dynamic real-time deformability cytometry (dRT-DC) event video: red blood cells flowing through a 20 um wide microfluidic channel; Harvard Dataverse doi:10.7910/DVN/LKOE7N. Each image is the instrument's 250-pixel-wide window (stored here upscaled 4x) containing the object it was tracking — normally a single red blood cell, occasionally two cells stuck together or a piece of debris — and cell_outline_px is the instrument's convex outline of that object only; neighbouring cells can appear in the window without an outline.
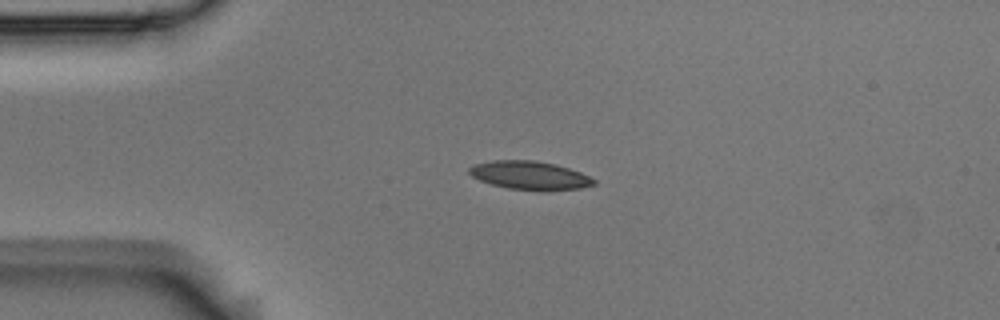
{"species": "Egyptian fruit bat (a non-hibernating species)", "species_latin": "Rousettus aegyptiacus", "temperature_condition": "room temperature", "stored_images_in_passage": 43, "camera_frame_rate_fps": 3000, "um_per_image_px": 0.085, "animal": {"sex": "male"}, "frame": {"image": 1, "passage_image": 1, "time_ms": 0.0, "image_size_px": [1000, 320], "cell_outline_px": [[596, 184], [580, 188], [508, 188], [492, 184], [480, 180], [472, 176], [468, 172], [468, 168], [476, 164], [492, 160], [536, 160], [556, 164], [580, 172], [596, 180]], "centroid_in_image_um": [44.99, 14.85], "position_along_channel_um": 40.0, "area_um2": 19.83}}
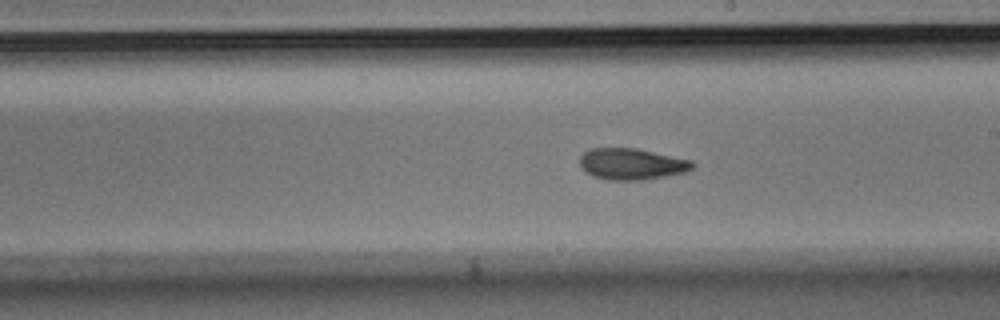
{"frame": {"image": 2, "passage_image": 19, "time_ms": 6.0, "image_size_px": [1000, 320], "cell_outline_px": [[696, 164], [692, 168], [684, 172], [644, 180], [608, 180], [592, 176], [580, 168], [580, 156], [588, 148], [636, 148], [692, 160]], "centroid_in_image_um": [53.66, 13.94], "position_along_channel_um": 235.3, "area_um2": 20.69}}
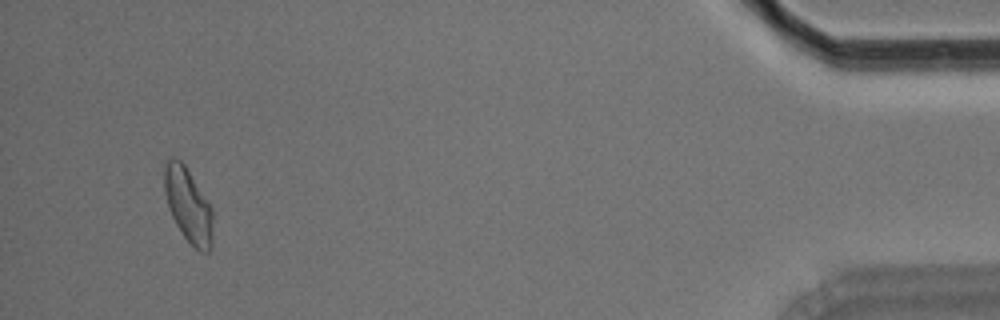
{"frame": {"image": 3, "passage_image": 40, "time_ms": 13.0, "image_size_px": [1000, 320], "cell_outline_px": [[212, 244], [208, 252], [200, 252], [184, 236], [176, 224], [168, 208], [164, 192], [164, 164], [168, 156], [176, 156], [184, 164], [212, 208]], "centroid_in_image_um": [15.97, 17.4], "position_along_channel_um": 419.2, "area_um2": 20.98}, "authors_computed_cell_mechanics": {"area_um2": 20.5768, "velocity_mm_per_s": 3.6838, "shape_relaxation_time_tau1_ms": 5.8445, "shape_relaxation_time_tau2_ms": 2.0543, "deformation_change_tau1": 0.1695, "deformation_change_tau2": 0.0877}}